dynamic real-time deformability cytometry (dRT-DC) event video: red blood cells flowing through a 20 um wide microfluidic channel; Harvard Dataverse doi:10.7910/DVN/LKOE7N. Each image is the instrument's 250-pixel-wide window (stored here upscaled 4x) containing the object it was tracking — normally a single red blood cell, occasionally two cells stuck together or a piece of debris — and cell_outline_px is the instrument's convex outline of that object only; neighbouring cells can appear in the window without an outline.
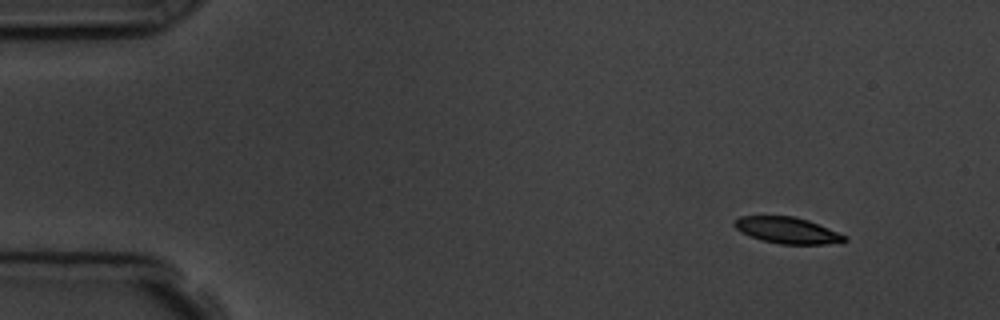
{"species": "common noctule bat (a hibernating species)", "species_latin": "Nyctalus noctula", "temperature_condition": "room temperature", "stored_images_in_passage": 3, "camera_frame_rate_fps": 3000, "um_per_image_px": 0.085, "animal": {"sex": "male", "body_mass_g": 19.5, "forearm_length_mm": 54.6}, "frame": {"image": 1, "passage_image": 1, "time_ms": 0.0, "image_size_px": [1000, 320], "cell_outline_px": [[848, 240], [824, 244], [780, 244], [764, 240], [740, 232], [732, 224], [740, 216], [792, 216], [808, 220], [848, 236]], "centroid_in_image_um": [66.92, 19.57], "position_along_channel_um": 18.1, "area_um2": 16.65}}